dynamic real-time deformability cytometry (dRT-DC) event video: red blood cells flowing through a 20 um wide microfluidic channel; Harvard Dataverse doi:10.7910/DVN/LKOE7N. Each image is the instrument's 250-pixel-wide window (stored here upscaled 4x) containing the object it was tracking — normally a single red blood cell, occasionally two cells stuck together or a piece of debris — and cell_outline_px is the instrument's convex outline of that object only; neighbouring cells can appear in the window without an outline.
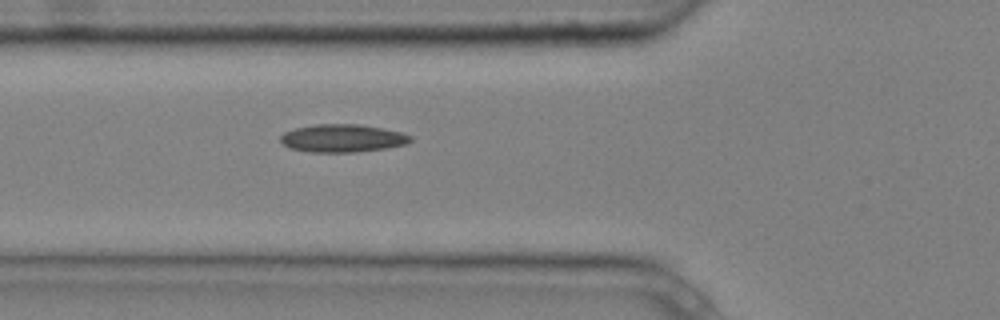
{"species": "common noctule bat (a hibernating species)", "species_latin": "Nyctalus noctula", "temperature_condition": "cold", "stored_images_in_passage": 4, "camera_frame_rate_fps": 3000, "um_per_image_px": 0.085, "animal": {"sex": "male", "body_mass_g": 20.4}, "frame": {"image": 1, "passage_image": 4, "time_ms": 1.0, "image_size_px": [1000, 320], "cell_outline_px": [[412, 140], [408, 144], [388, 148], [356, 152], [312, 152], [288, 148], [280, 140], [280, 136], [284, 132], [296, 128], [316, 124], [360, 124], [400, 132], [412, 136]], "centroid_in_image_um": [29.12, 11.75], "position_along_channel_um": 96.7, "area_um2": 21.15}}